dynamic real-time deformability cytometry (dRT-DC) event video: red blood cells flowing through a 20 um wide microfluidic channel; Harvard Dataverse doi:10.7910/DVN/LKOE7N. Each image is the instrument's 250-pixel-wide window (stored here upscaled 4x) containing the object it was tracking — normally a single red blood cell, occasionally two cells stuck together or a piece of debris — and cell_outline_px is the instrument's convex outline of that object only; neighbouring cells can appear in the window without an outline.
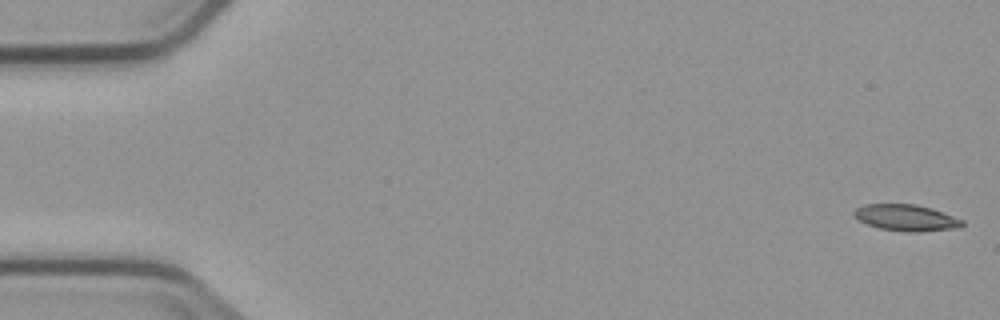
{"species": "common noctule bat (a hibernating species)", "species_latin": "Nyctalus noctula", "temperature_condition": "cold", "stored_images_in_passage": 6, "camera_frame_rate_fps": 3000, "um_per_image_px": 0.085, "animal": {"sex": "male", "body_mass_g": 23.1, "forearm_length_mm": 52.7}, "frame": {"image": 1, "passage_image": 1, "time_ms": 0.0, "image_size_px": [1000, 320], "cell_outline_px": [[964, 224], [960, 228], [920, 232], [908, 232], [880, 228], [868, 224], [860, 220], [852, 212], [856, 208], [864, 204], [916, 204], [932, 208], [964, 220]], "centroid_in_image_um": [77.07, 18.51], "position_along_channel_um": 7.9, "area_um2": 16.65}}
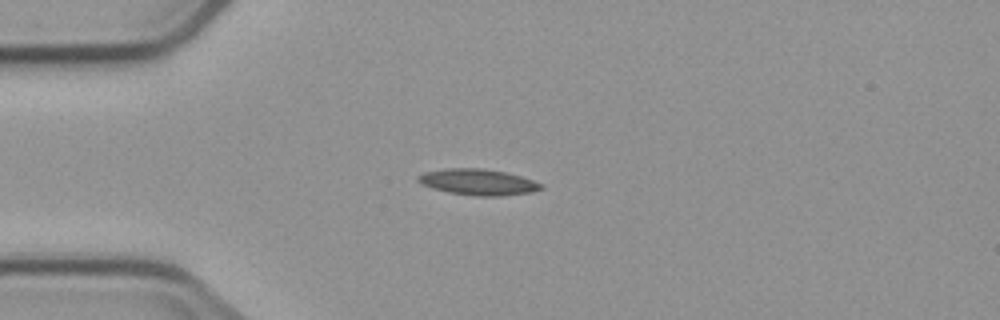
{"frame": {"image": 2, "passage_image": 4, "time_ms": 4.333, "image_size_px": [1000, 320], "cell_outline_px": [[544, 188], [532, 192], [500, 196], [476, 196], [448, 192], [432, 188], [420, 184], [416, 180], [416, 176], [424, 172], [444, 168], [484, 168], [504, 172], [520, 176], [544, 184]], "centroid_in_image_um": [40.6, 15.47], "position_along_channel_um": 44.4, "area_um2": 18.84}}
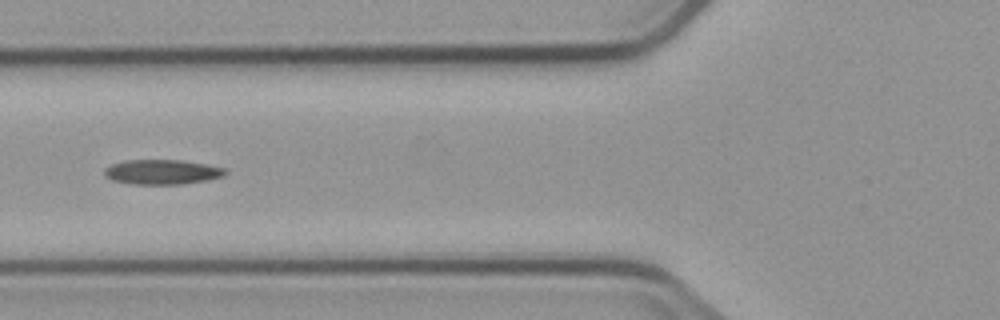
{"frame": {"image": 3, "passage_image": 6, "time_ms": 6.667, "image_size_px": [1000, 320], "cell_outline_px": [[228, 172], [224, 176], [208, 180], [184, 184], [132, 184], [112, 180], [104, 176], [104, 168], [112, 164], [124, 160], [180, 160], [208, 164], [224, 168]], "centroid_in_image_um": [13.78, 14.62], "position_along_channel_um": 112.0, "area_um2": 17.63}}